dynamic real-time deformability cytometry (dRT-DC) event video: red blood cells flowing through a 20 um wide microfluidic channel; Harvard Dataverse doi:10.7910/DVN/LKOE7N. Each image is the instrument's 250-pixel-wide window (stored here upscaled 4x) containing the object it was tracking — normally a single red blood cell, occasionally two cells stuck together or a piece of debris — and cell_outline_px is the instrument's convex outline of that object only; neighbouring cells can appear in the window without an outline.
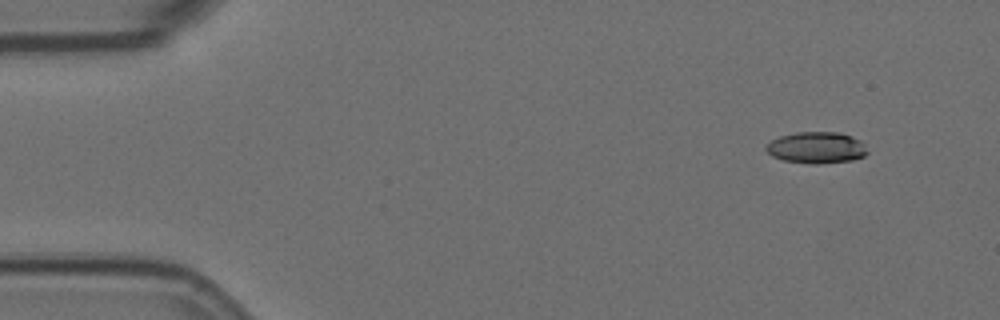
{"species": "Egyptian fruit bat (a non-hibernating species)", "species_latin": "Rousettus aegyptiacus", "temperature_condition": "room temperature", "stored_images_in_passage": 7, "camera_frame_rate_fps": 3000, "um_per_image_px": 0.085, "animal": {"sex": "female"}, "frame": {"image": 1, "passage_image": 1, "time_ms": 0.0, "image_size_px": [1000, 320], "cell_outline_px": [[868, 152], [864, 156], [852, 160], [816, 164], [784, 160], [772, 156], [764, 148], [772, 140], [780, 136], [796, 132], [840, 132], [852, 136], [860, 140], [864, 144]], "centroid_in_image_um": [69.42, 12.54], "position_along_channel_um": 15.6, "area_um2": 18.5}}
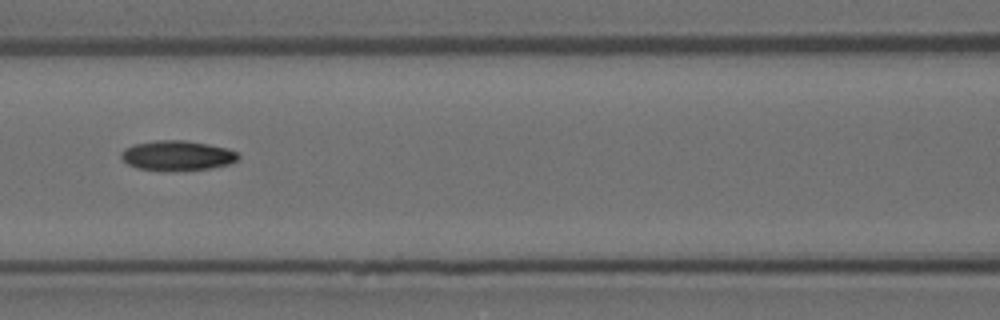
{"frame": {"image": 2, "passage_image": 6, "time_ms": 1.667, "image_size_px": [1000, 320], "cell_outline_px": [[240, 156], [236, 160], [228, 164], [212, 168], [172, 172], [136, 168], [128, 164], [120, 156], [120, 152], [124, 148], [136, 144], [156, 140], [184, 140], [208, 144], [228, 148], [236, 152]], "centroid_in_image_um": [15.05, 13.24], "position_along_channel_um": 151.6, "area_um2": 20.63}}
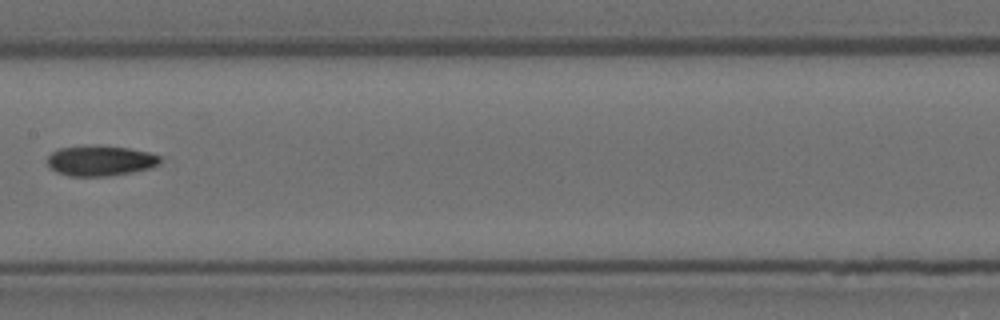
{"frame": {"image": 3, "passage_image": 7, "time_ms": 2.0, "image_size_px": [1000, 320], "cell_outline_px": [[160, 164], [152, 168], [132, 172], [108, 176], [68, 176], [56, 172], [48, 164], [48, 156], [52, 152], [60, 148], [96, 144], [128, 148], [148, 152], [160, 156]], "centroid_in_image_um": [8.54, 13.65], "position_along_channel_um": 198.9, "area_um2": 20.11}}